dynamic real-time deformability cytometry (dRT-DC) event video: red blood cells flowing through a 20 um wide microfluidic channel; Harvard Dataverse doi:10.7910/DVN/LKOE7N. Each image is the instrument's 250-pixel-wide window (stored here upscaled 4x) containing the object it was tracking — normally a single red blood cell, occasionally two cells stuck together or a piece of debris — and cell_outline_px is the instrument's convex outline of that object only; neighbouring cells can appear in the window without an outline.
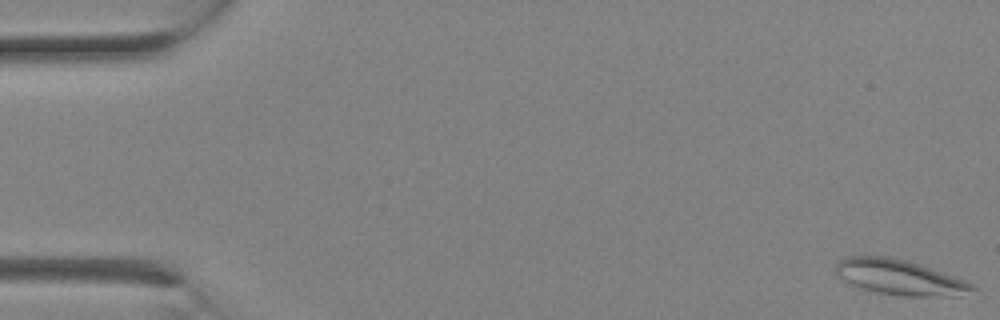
{"species": "Egyptian fruit bat (a non-hibernating species)", "species_latin": "Rousettus aegyptiacus", "temperature_condition": "room temperature", "stored_images_in_passage": 2, "camera_frame_rate_fps": 3000, "um_per_image_px": 0.085, "animal": {"sex": "female"}, "frame": {"image": 1, "passage_image": 2, "time_ms": 0.333, "image_size_px": [1000, 320], "cell_outline_px": [[976, 288], [956, 296], [900, 296], [876, 292], [852, 284], [836, 276], [836, 264], [844, 256], [892, 256], [920, 264], [964, 280], [972, 284]], "centroid_in_image_um": [76.42, 23.55], "position_along_channel_um": 8.6, "area_um2": 27.8}}